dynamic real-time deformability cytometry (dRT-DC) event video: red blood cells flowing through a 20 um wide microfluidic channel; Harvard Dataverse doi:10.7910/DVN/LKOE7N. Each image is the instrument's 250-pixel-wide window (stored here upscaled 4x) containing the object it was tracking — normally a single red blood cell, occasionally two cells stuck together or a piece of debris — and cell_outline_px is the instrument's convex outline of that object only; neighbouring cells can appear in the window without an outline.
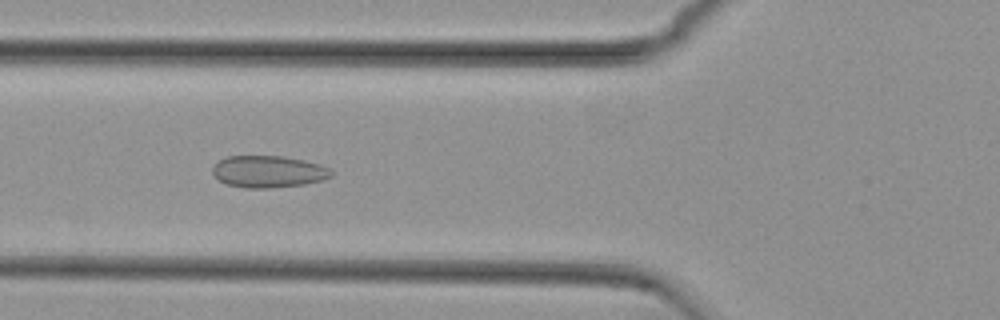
{"species": "common noctule bat (a hibernating species)", "species_latin": "Nyctalus noctula", "temperature_condition": "cold", "stored_images_in_passage": 53, "camera_frame_rate_fps": 3000, "um_per_image_px": 0.085, "animal": {"sex": "female", "body_mass_g": 29.2, "forearm_length_mm": 56.3}, "frame": {"image": 1, "passage_image": 18, "time_ms": 5.667, "image_size_px": [1000, 320], "cell_outline_px": [[332, 176], [324, 180], [304, 184], [272, 188], [244, 188], [228, 184], [220, 180], [212, 172], [212, 168], [220, 160], [228, 156], [280, 156], [304, 160], [320, 164], [328, 168], [332, 172]], "centroid_in_image_um": [22.84, 14.59], "position_along_channel_um": 103.0, "area_um2": 21.96}}
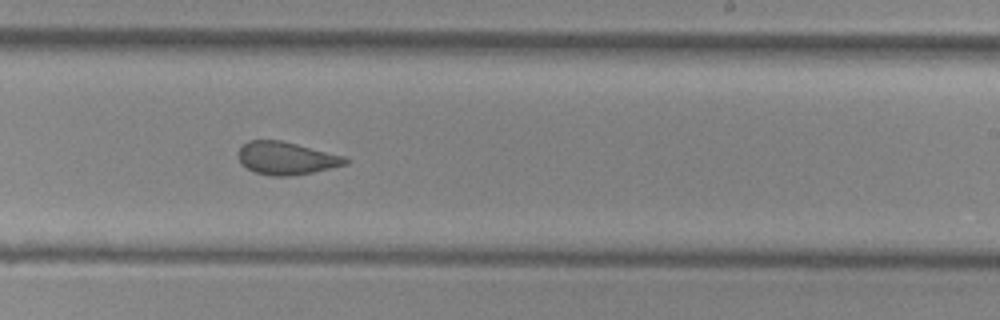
{"frame": {"image": 2, "passage_image": 31, "time_ms": 10.0, "image_size_px": [1000, 320], "cell_outline_px": [[348, 164], [312, 172], [288, 176], [272, 176], [256, 172], [240, 164], [240, 148], [248, 140], [280, 140], [344, 156], [348, 160]], "centroid_in_image_um": [24.33, 13.45], "position_along_channel_um": 264.7, "area_um2": 20.06}}
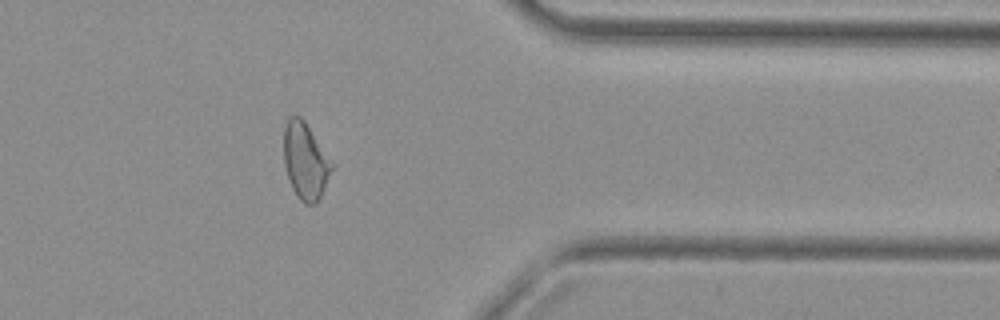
{"frame": {"image": 3, "passage_image": 42, "time_ms": 13.667, "image_size_px": [1000, 320], "cell_outline_px": [[332, 168], [324, 188], [316, 204], [304, 204], [296, 196], [288, 180], [284, 164], [284, 124], [288, 116], [300, 116], [304, 120], [332, 160]], "centroid_in_image_um": [25.93, 13.67], "position_along_channel_um": 385.5, "area_um2": 21.44}, "authors_computed_cell_mechanics": {"area_um2": 21.964, "velocity_mm_per_s": 3.731, "shape_relaxation_time_tau1_ms": null, "shape_relaxation_time_tau2_ms": 1.5081, "deformation_change_tau1": null, "deformation_change_tau2": 0.0715}}